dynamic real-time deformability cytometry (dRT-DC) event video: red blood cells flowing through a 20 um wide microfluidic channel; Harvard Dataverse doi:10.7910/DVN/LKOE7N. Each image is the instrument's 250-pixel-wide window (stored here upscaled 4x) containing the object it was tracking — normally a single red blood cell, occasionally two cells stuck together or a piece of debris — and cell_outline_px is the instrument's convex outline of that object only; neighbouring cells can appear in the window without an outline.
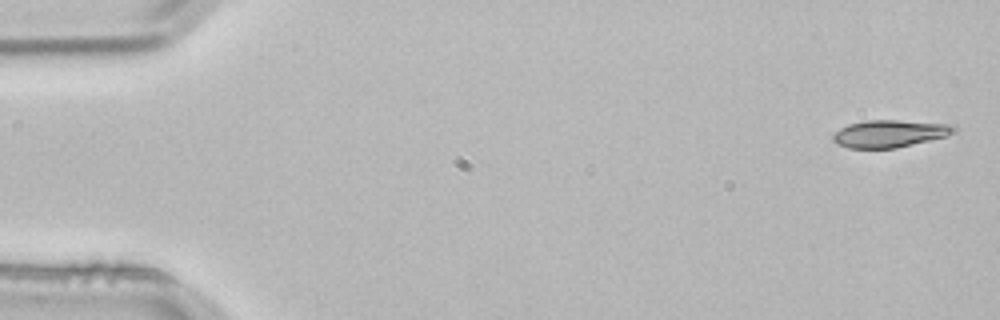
{"species": "common noctule bat (a hibernating species)", "species_latin": "Nyctalus noctula", "temperature_condition": "room temperature", "stored_images_in_passage": 5, "camera_frame_rate_fps": 3000, "um_per_image_px": 0.085, "animal": {"sex": "male", "body_mass_g": 21.5, "forearm_length_mm": 52.0}, "frame": {"image": 1, "passage_image": 1, "time_ms": 0.0, "image_size_px": [1000, 320], "cell_outline_px": [[956, 132], [948, 136], [896, 148], [848, 148], [836, 144], [832, 140], [832, 136], [840, 128], [848, 124], [868, 120], [900, 120], [956, 124]], "centroid_in_image_um": [75.66, 11.35], "position_along_channel_um": 9.3, "area_um2": 19.54}}
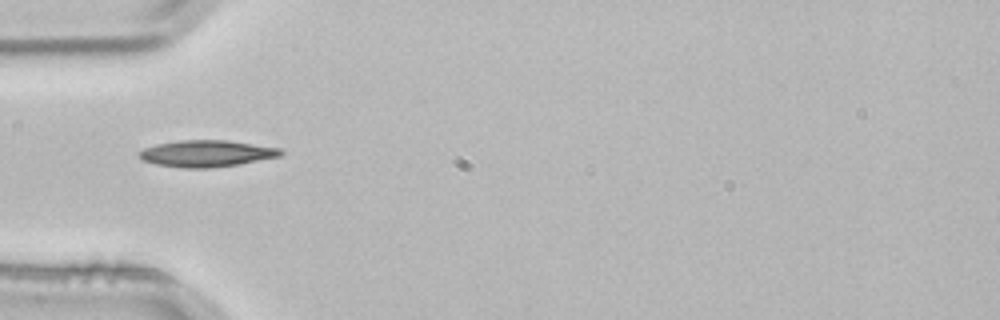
{"frame": {"image": 2, "passage_image": 4, "time_ms": 1.0, "image_size_px": [1000, 320], "cell_outline_px": [[284, 152], [280, 156], [240, 164], [212, 168], [180, 168], [156, 164], [144, 160], [140, 156], [140, 152], [144, 148], [156, 144], [180, 140], [228, 140], [280, 148]], "centroid_in_image_um": [17.59, 13.05], "position_along_channel_um": 67.4, "area_um2": 21.91}}